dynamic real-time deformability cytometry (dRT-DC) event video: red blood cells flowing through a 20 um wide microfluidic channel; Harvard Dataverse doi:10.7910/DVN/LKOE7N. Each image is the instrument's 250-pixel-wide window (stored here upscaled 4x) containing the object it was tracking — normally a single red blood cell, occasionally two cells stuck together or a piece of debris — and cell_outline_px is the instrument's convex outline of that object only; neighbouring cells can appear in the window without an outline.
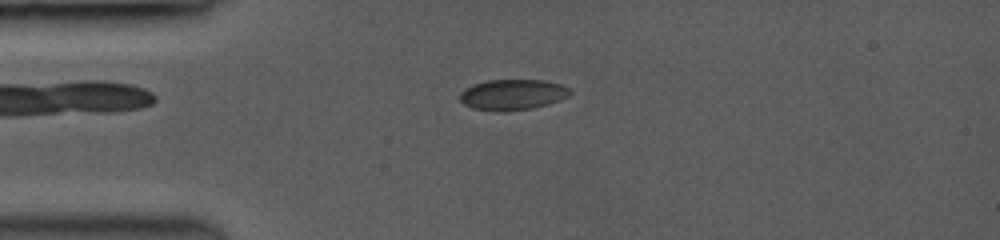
{"species": "common noctule bat (a hibernating species)", "species_latin": "Nyctalus noctula", "temperature_condition": "room temperature", "stored_images_in_passage": 12, "camera_frame_rate_fps": 3500, "um_per_image_px": 0.085, "animal": {"sex": "female", "body_mass_g": 19.0, "forearm_length_mm": 53.3}, "frame": {"image": 1, "passage_image": 6, "time_ms": 3.429, "image_size_px": [1000, 240], "cell_outline_px": [[572, 92], [568, 96], [560, 100], [548, 104], [532, 108], [504, 112], [496, 112], [472, 108], [464, 104], [460, 100], [460, 92], [464, 88], [472, 84], [488, 80], [544, 80], [560, 84], [568, 88]], "centroid_in_image_um": [43.54, 8.05], "position_along_channel_um": 41.5, "area_um2": 19.88}}
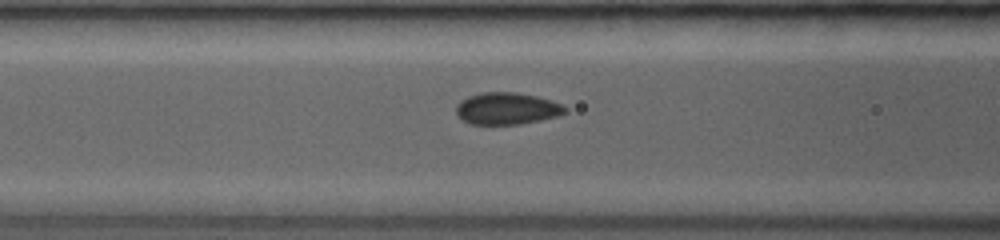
{"frame": {"image": 2, "passage_image": 10, "time_ms": 6.0, "image_size_px": [1000, 240], "cell_outline_px": [[568, 112], [556, 116], [540, 120], [520, 124], [472, 124], [464, 120], [456, 112], [456, 108], [468, 96], [484, 92], [512, 92], [536, 96], [560, 104], [568, 108]], "centroid_in_image_um": [43.12, 9.23], "position_along_channel_um": 123.5, "area_um2": 19.83}}
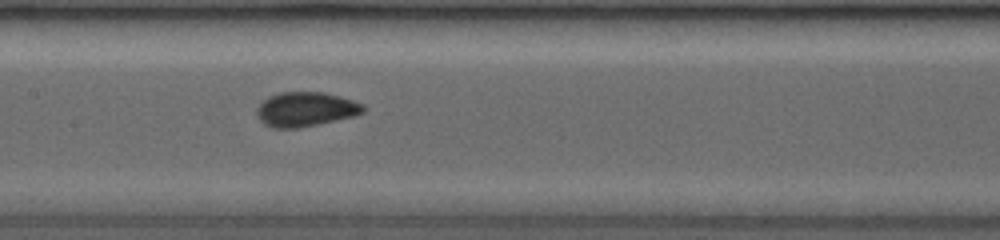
{"frame": {"image": 3, "passage_image": 12, "time_ms": 7.429, "image_size_px": [1000, 240], "cell_outline_px": [[364, 112], [352, 116], [316, 124], [296, 128], [272, 128], [264, 124], [260, 120], [256, 112], [256, 108], [264, 100], [280, 92], [320, 92], [352, 100], [360, 104], [364, 108]], "centroid_in_image_um": [25.92, 9.29], "position_along_channel_um": 181.5, "area_um2": 20.81}}